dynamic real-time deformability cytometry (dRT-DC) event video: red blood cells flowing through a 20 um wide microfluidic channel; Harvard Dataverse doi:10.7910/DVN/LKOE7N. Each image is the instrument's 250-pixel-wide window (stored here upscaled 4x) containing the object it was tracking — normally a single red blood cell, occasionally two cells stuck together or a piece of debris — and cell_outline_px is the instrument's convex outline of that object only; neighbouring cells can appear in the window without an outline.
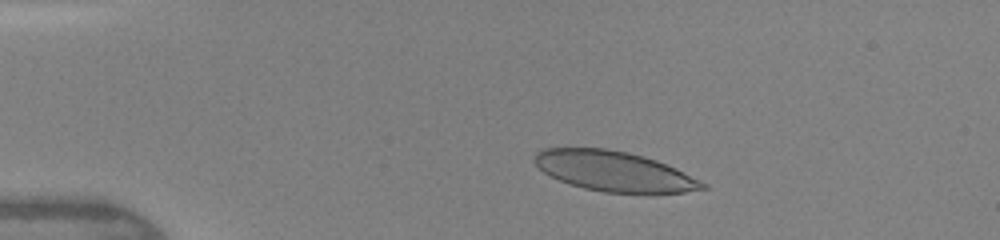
{"species": "human", "species_latin": "Homo sapiens", "temperature_condition": "warm", "stored_images_in_passage": 6, "camera_frame_rate_fps": 3000, "um_per_image_px": 0.085, "donor": {"sex": "female"}, "frame": {"image": 1, "passage_image": 3, "time_ms": 1.667, "image_size_px": [1000, 240], "cell_outline_px": [[708, 188], [684, 192], [604, 192], [584, 188], [560, 180], [544, 172], [536, 164], [536, 152], [544, 148], [604, 148], [628, 152], [644, 156], [656, 160], [700, 180], [708, 184]], "centroid_in_image_um": [52.2, 14.54], "position_along_channel_um": 32.8, "area_um2": 38.44}}